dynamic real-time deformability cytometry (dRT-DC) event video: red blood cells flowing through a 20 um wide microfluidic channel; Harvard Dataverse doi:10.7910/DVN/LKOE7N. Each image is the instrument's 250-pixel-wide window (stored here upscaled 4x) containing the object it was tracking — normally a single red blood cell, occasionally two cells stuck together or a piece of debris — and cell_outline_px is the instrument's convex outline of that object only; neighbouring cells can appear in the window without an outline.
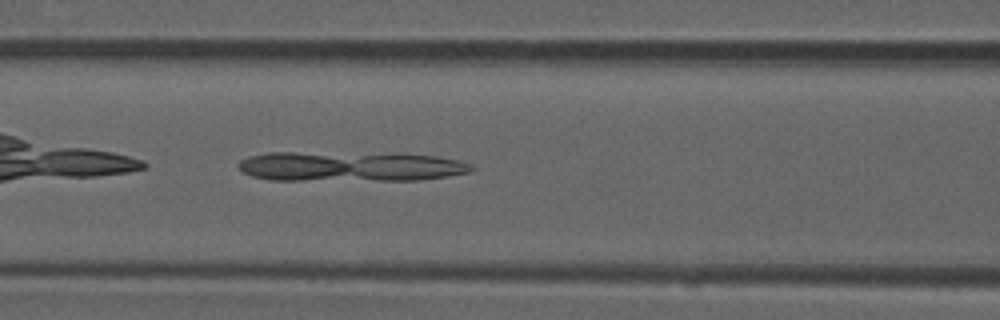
{"species": "common noctule bat (a hibernating species)", "species_latin": "Nyctalus noctula", "temperature_condition": "room temperature", "stored_images_in_passage": 36, "camera_frame_rate_fps": 3000, "um_per_image_px": 0.085, "animal": {"sex": "male", "forearm_length_mm": 52.5}, "frame": {"image": 1, "passage_image": 6, "time_ms": 1.667, "image_size_px": [1000, 320], "cell_outline_px": [[476, 168], [468, 172], [448, 176], [416, 180], [272, 180], [252, 176], [244, 172], [236, 164], [240, 160], [248, 156], [268, 152], [404, 152], [436, 156], [460, 160], [472, 164]], "centroid_in_image_um": [29.81, 14.12], "position_along_channel_um": 136.8, "area_um2": 41.62}}
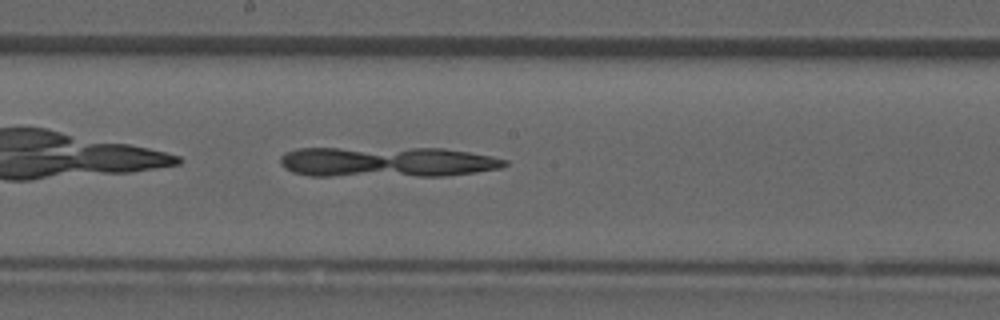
{"frame": {"image": 2, "passage_image": 12, "time_ms": 3.667, "image_size_px": [1000, 320], "cell_outline_px": [[508, 164], [500, 168], [476, 172], [448, 176], [308, 176], [292, 172], [284, 168], [280, 164], [280, 156], [284, 152], [296, 148], [444, 148], [492, 156], [508, 160]], "centroid_in_image_um": [32.86, 13.77], "position_along_channel_um": 215.3, "area_um2": 40.34}}
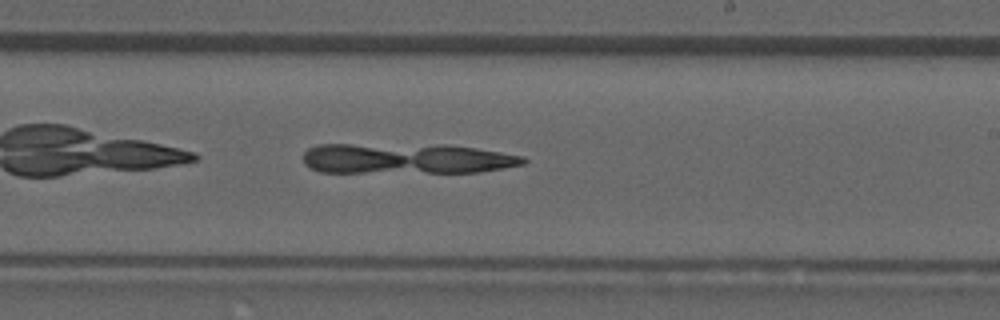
{"frame": {"image": 3, "passage_image": 15, "time_ms": 4.667, "image_size_px": [1000, 320], "cell_outline_px": [[528, 160], [524, 164], [480, 172], [320, 172], [304, 164], [304, 152], [308, 148], [316, 144], [448, 144], [476, 148], [524, 156]], "centroid_in_image_um": [34.54, 13.46], "position_along_channel_um": 254.5, "area_um2": 39.42}}